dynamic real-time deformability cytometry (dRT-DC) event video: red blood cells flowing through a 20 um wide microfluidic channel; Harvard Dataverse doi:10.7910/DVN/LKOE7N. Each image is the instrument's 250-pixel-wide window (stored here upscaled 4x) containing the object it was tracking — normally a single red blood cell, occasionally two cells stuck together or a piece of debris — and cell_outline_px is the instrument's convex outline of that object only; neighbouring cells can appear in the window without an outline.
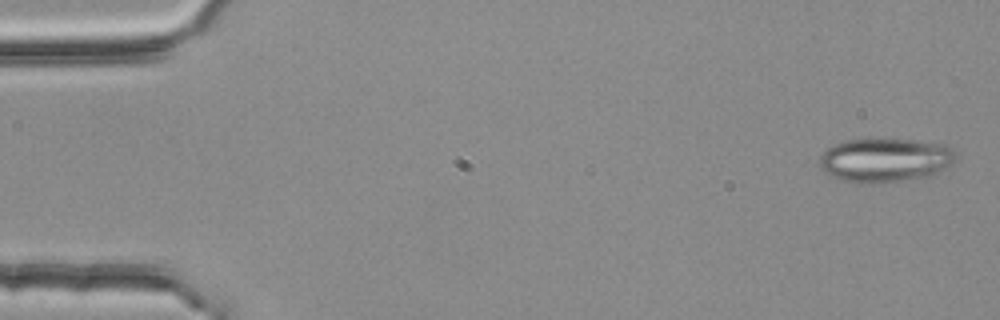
{"species": "common noctule bat (a hibernating species)", "species_latin": "Nyctalus noctula", "temperature_condition": "room temperature", "stored_images_in_passage": 6, "camera_frame_rate_fps": 3000, "um_per_image_px": 0.085, "animal": {"sex": "female", "body_mass_g": 25.1}, "frame": {"image": 1, "passage_image": 1, "time_ms": 0.0, "image_size_px": [1000, 320], "cell_outline_px": [[952, 164], [948, 168], [936, 176], [884, 184], [876, 184], [840, 180], [824, 172], [820, 168], [820, 156], [828, 148], [836, 144], [848, 140], [912, 140], [944, 144], [952, 148]], "centroid_in_image_um": [75.26, 13.65], "position_along_channel_um": 9.7, "area_um2": 35.03}}